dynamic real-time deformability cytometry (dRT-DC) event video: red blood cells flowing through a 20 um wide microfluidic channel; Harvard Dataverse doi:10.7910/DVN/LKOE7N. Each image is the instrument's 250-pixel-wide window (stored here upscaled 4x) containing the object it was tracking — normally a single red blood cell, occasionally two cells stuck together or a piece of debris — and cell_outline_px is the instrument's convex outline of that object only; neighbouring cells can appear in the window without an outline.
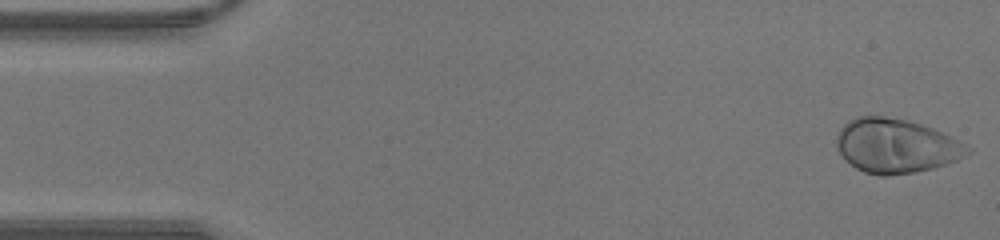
{"species": "human", "species_latin": "Homo sapiens", "temperature_condition": "warm", "stored_images_in_passage": 42, "camera_frame_rate_fps": 3000, "um_per_image_px": 0.085, "donor": {"sex": "male"}, "frame": {"image": 1, "passage_image": 1, "time_ms": 0.0, "image_size_px": [1000, 240], "cell_outline_px": [[972, 152], [956, 160], [932, 168], [912, 172], [888, 176], [880, 176], [864, 172], [856, 168], [840, 152], [836, 144], [836, 136], [840, 128], [848, 120], [856, 116], [884, 116], [908, 120], [932, 128], [972, 148]], "centroid_in_image_um": [76.13, 12.39], "position_along_channel_um": 8.9, "area_um2": 40.98}}
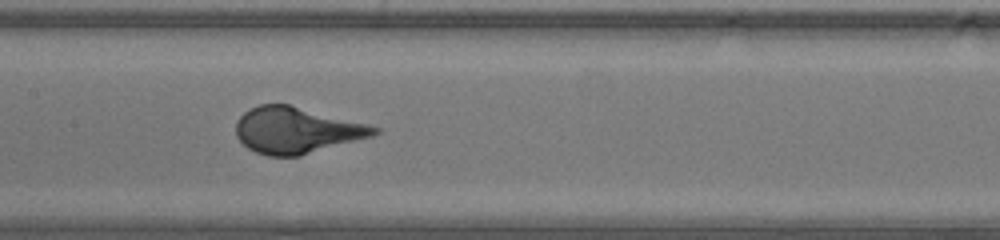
{"frame": {"image": 2, "passage_image": 20, "time_ms": 6.333, "image_size_px": [1000, 240], "cell_outline_px": [[380, 132], [372, 136], [300, 156], [268, 156], [256, 152], [248, 148], [236, 136], [236, 120], [244, 112], [260, 104], [288, 104], [380, 128]], "centroid_in_image_um": [25.16, 11.08], "position_along_channel_um": 182.2, "area_um2": 36.76}}
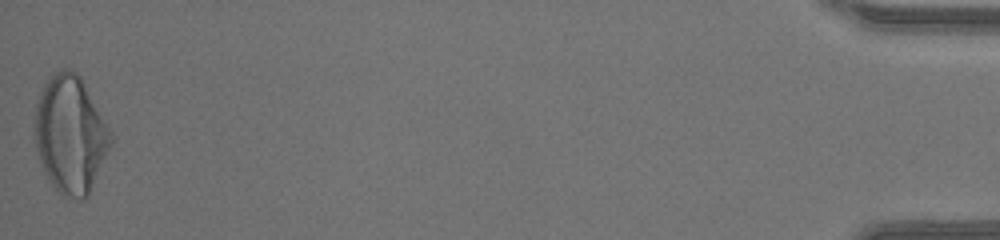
{"frame": {"image": 3, "passage_image": 42, "time_ms": 13.667, "image_size_px": [1000, 240], "cell_outline_px": [[116, 136], [88, 196], [84, 200], [80, 200], [64, 196], [56, 192], [44, 172], [36, 148], [36, 104], [40, 92], [44, 84], [56, 72], [64, 68], [68, 68], [76, 72], [80, 76]], "centroid_in_image_um": [6.04, 11.46], "position_along_channel_um": 429.2, "area_um2": 52.31}}